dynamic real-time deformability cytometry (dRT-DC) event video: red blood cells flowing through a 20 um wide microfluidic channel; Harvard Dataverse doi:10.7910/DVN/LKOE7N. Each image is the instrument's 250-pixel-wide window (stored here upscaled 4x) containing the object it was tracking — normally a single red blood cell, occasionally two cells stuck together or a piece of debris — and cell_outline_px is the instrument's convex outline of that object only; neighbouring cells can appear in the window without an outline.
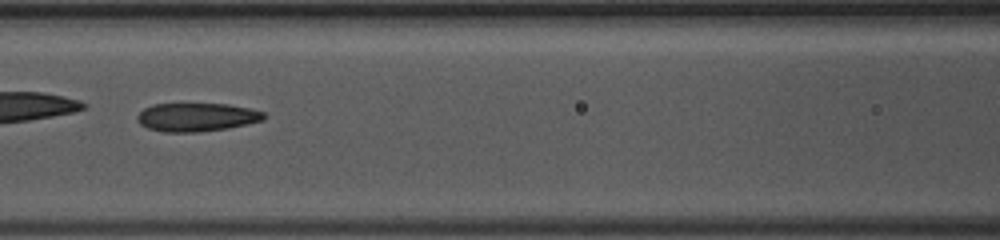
{"species": "common noctule bat (a hibernating species)", "species_latin": "Nyctalus noctula", "temperature_condition": "warm", "stored_images_in_passage": 43, "camera_frame_rate_fps": 3000, "um_per_image_px": 0.085, "animal": {"sex": "female", "body_mass_g": 10.0, "forearm_length_mm": 53.1}, "frame": {"image": 1, "passage_image": 19, "time_ms": 6.0, "image_size_px": [1000, 240], "cell_outline_px": [[264, 120], [228, 128], [200, 132], [164, 132], [148, 128], [140, 124], [136, 120], [136, 116], [144, 108], [152, 104], [228, 104], [252, 108], [264, 112]], "centroid_in_image_um": [16.71, 9.96], "position_along_channel_um": 149.9, "area_um2": 21.1}}
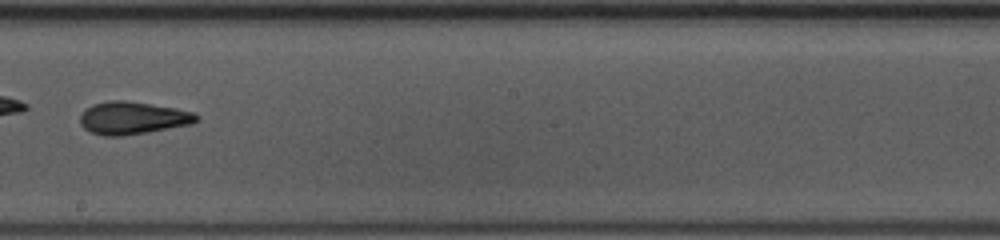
{"frame": {"image": 2, "passage_image": 25, "time_ms": 8.0, "image_size_px": [1000, 240], "cell_outline_px": [[200, 120], [192, 124], [148, 132], [124, 136], [104, 136], [92, 132], [84, 128], [80, 124], [80, 116], [84, 108], [92, 104], [108, 100], [124, 100], [176, 108], [192, 112], [200, 116]], "centroid_in_image_um": [11.27, 10.03], "position_along_channel_um": 236.9, "area_um2": 22.31}, "authors_computed_cell_mechanics": {"area_um2": 21.675, "velocity_mm_per_s": 4.3567, "shape_relaxation_time_tau1_ms": 4.9788, "shape_relaxation_time_tau2_ms": 4.9282, "deformation_change_tau1": 0.1939, "deformation_change_tau2": 0.0981}}